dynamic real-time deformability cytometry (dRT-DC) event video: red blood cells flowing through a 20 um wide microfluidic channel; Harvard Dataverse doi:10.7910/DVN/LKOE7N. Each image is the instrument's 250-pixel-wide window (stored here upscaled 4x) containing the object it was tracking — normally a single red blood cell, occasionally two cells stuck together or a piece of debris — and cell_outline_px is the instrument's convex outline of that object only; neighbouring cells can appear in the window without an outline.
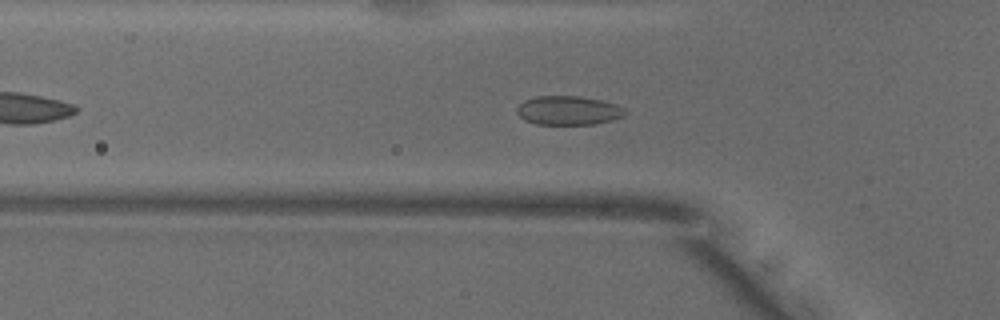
{"species": "common noctule bat (a hibernating species)", "species_latin": "Nyctalus noctula", "temperature_condition": "warm", "stored_images_in_passage": 45, "camera_frame_rate_fps": 3000, "um_per_image_px": 0.085, "animal": {"sex": "male", "body_mass_g": 18.8}, "frame": {"image": 1, "passage_image": 10, "time_ms": 3.0, "image_size_px": [1000, 320], "cell_outline_px": [[628, 112], [624, 116], [612, 120], [592, 124], [536, 124], [524, 120], [516, 112], [516, 108], [524, 100], [536, 96], [580, 96], [600, 100], [616, 104], [624, 108]], "centroid_in_image_um": [48.31, 9.38], "position_along_channel_um": 77.5, "area_um2": 18.32}}
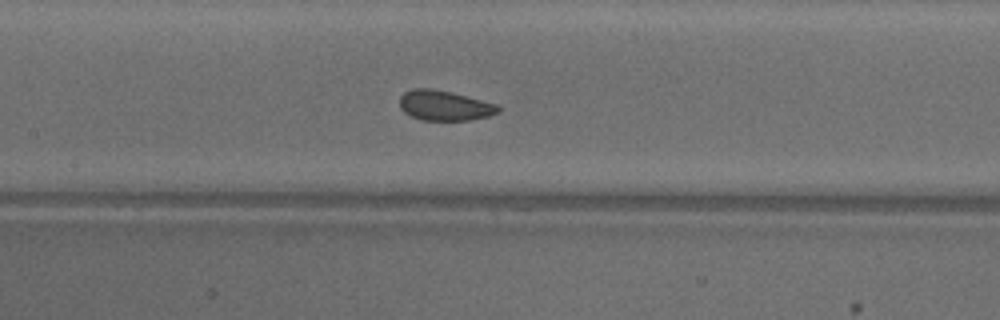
{"frame": {"image": 2, "passage_image": 17, "time_ms": 5.333, "image_size_px": [1000, 320], "cell_outline_px": [[500, 112], [488, 116], [468, 120], [420, 120], [404, 112], [400, 108], [400, 96], [404, 92], [412, 88], [432, 88], [452, 92], [496, 104], [500, 108]], "centroid_in_image_um": [37.76, 8.96], "position_along_channel_um": 169.6, "area_um2": 17.28}}
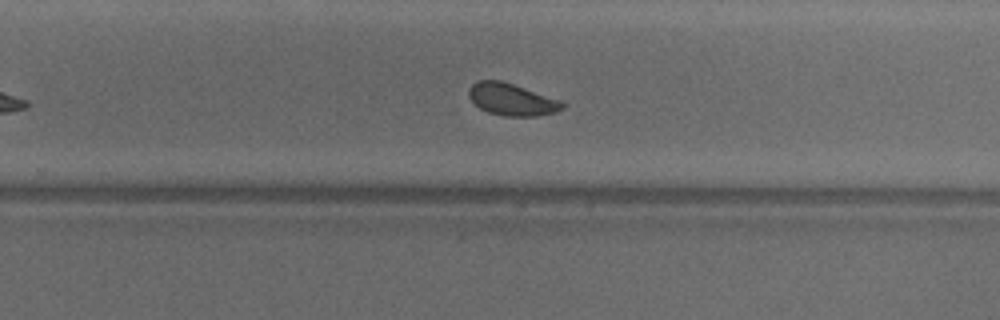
{"frame": {"image": 3, "passage_image": 26, "time_ms": 8.333, "image_size_px": [1000, 320], "cell_outline_px": [[564, 108], [556, 112], [536, 116], [504, 116], [488, 112], [480, 108], [468, 96], [468, 88], [476, 80], [500, 80], [560, 100], [564, 104]], "centroid_in_image_um": [43.47, 8.45], "position_along_channel_um": 286.3, "area_um2": 17.34}}